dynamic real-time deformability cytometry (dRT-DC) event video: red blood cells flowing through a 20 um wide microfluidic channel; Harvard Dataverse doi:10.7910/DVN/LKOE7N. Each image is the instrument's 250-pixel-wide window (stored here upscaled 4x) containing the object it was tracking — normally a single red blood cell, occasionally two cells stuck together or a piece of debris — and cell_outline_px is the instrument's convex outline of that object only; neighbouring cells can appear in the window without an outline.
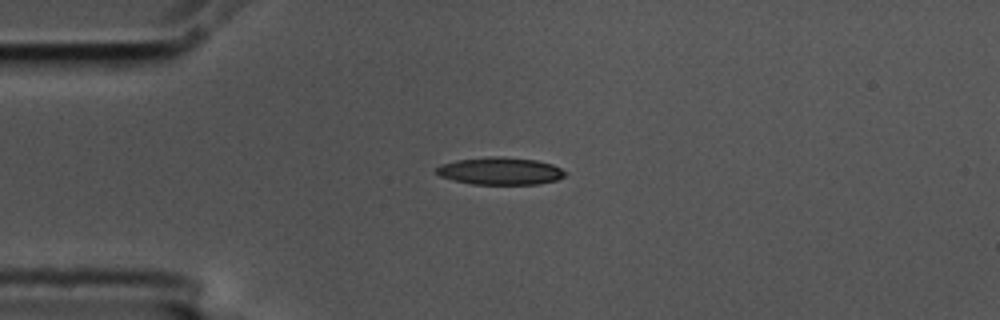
{"species": "common noctule bat (a hibernating species)", "species_latin": "Nyctalus noctula", "temperature_condition": "cold", "stored_images_in_passage": 7, "camera_frame_rate_fps": 3000, "um_per_image_px": 0.085, "animal": {"sex": "male", "body_mass_g": 17.5, "forearm_length_mm": 52.3}, "frame": {"image": 1, "passage_image": 4, "time_ms": 1.0, "image_size_px": [1000, 320], "cell_outline_px": [[568, 172], [564, 176], [556, 180], [536, 184], [472, 184], [440, 176], [436, 172], [436, 168], [440, 164], [456, 160], [488, 156], [500, 156], [536, 160], [552, 164]], "centroid_in_image_um": [42.52, 14.52], "position_along_channel_um": 42.5, "area_um2": 20.52}}